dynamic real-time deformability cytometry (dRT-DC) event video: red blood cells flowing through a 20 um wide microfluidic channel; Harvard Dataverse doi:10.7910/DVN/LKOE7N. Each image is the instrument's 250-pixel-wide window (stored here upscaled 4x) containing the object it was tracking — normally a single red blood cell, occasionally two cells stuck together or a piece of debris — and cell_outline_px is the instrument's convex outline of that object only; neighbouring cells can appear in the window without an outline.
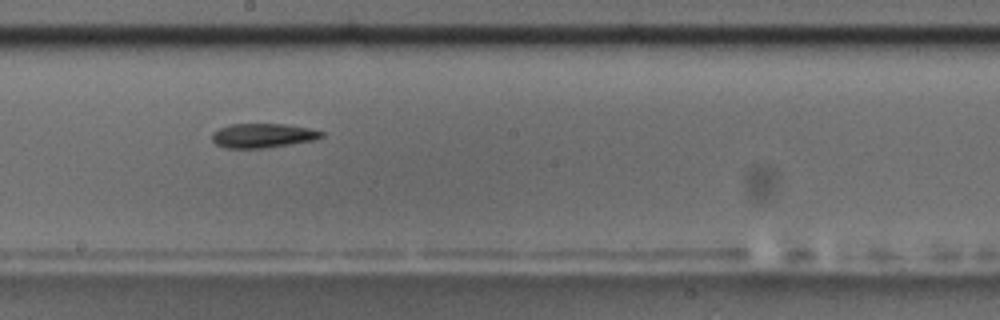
{"species": "common noctule bat (a hibernating species)", "species_latin": "Nyctalus noctula", "temperature_condition": "room temperature", "stored_images_in_passage": 12, "camera_frame_rate_fps": 3000, "um_per_image_px": 0.085, "animal": {"sex": "male", "body_mass_g": 17.5, "forearm_length_mm": 52.3}, "frame": {"image": 1, "passage_image": 6, "time_ms": 1.667, "image_size_px": [1000, 320], "cell_outline_px": [[324, 136], [316, 140], [264, 148], [224, 148], [216, 144], [212, 140], [212, 132], [228, 124], [284, 124], [308, 128], [324, 132]], "centroid_in_image_um": [22.33, 11.52], "position_along_channel_um": 225.9, "area_um2": 15.55}}
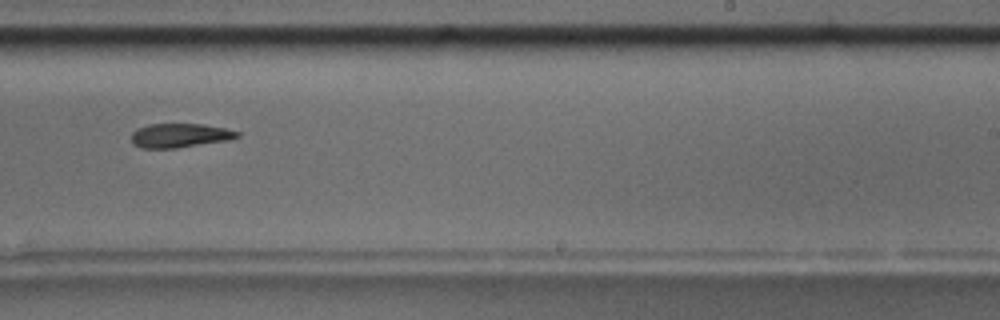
{"frame": {"image": 2, "passage_image": 7, "time_ms": 2.0, "image_size_px": [1000, 320], "cell_outline_px": [[240, 136], [228, 140], [176, 148], [140, 148], [132, 144], [132, 132], [136, 128], [148, 124], [204, 124], [224, 128], [240, 132]], "centroid_in_image_um": [15.25, 11.51], "position_along_channel_um": 273.7, "area_um2": 14.91}}